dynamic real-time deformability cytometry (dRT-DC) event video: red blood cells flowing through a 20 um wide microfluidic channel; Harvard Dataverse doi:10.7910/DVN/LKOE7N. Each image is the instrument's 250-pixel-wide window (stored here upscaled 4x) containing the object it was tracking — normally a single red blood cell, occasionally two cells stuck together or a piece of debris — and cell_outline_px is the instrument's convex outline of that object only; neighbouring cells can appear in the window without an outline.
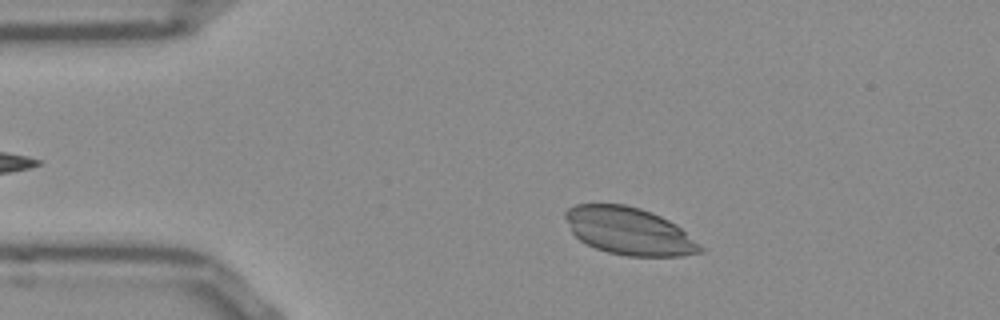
{"species": "Egyptian fruit bat (a non-hibernating species)", "species_latin": "Rousettus aegyptiacus", "temperature_condition": "room temperature", "stored_images_in_passage": 50, "camera_frame_rate_fps": 3000, "um_per_image_px": 0.085, "frame": {"image": 1, "passage_image": 7, "time_ms": 2.0, "image_size_px": [1000, 320], "cell_outline_px": [[704, 252], [684, 256], [628, 256], [608, 252], [596, 248], [580, 240], [572, 232], [564, 216], [564, 212], [568, 208], [576, 204], [624, 204], [640, 208], [652, 212], [676, 224], [700, 244], [704, 248]], "centroid_in_image_um": [53.49, 19.64], "position_along_channel_um": 31.5, "area_um2": 37.22}}